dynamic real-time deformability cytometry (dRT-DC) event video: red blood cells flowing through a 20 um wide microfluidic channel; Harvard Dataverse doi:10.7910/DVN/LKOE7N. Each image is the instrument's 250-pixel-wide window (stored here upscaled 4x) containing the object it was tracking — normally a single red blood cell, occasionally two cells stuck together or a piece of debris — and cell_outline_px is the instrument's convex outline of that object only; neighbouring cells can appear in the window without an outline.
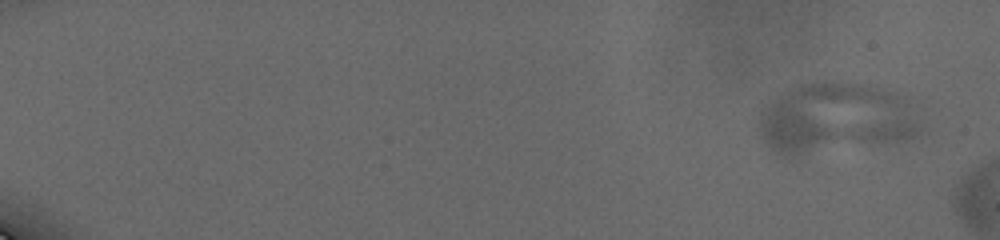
{"species": "human", "species_latin": "Homo sapiens", "temperature_condition": "cold", "stored_images_in_passage": 6, "camera_frame_rate_fps": 3000, "um_per_image_px": 0.085, "donor": {"sex": "male"}, "frame": {"image": 1, "passage_image": 2, "time_ms": 1.0, "image_size_px": [1000, 240], "cell_outline_px": [[928, 132], [904, 140], [800, 160], [780, 160], [768, 148], [760, 136], [760, 112], [768, 104], [784, 92], [804, 84], [864, 84], [896, 92], [908, 96]], "centroid_in_image_um": [71.08, 10.21], "position_along_channel_um": 13.9, "area_um2": 69.3}}